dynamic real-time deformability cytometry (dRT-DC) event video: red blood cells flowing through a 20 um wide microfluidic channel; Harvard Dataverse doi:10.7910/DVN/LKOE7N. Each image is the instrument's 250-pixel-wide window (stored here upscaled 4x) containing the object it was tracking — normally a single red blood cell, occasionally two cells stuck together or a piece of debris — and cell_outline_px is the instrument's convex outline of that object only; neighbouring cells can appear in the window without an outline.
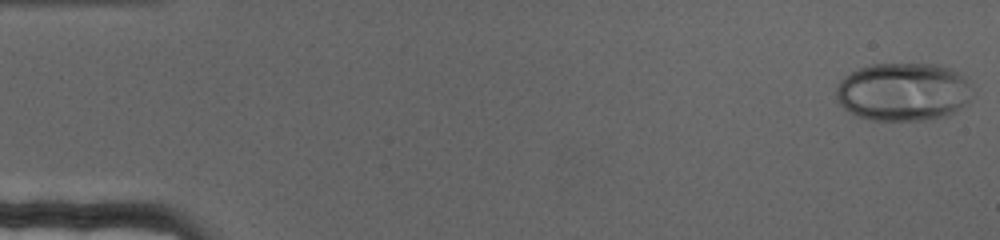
{"species": "human", "species_latin": "Homo sapiens", "temperature_condition": "cold", "stored_images_in_passage": 41, "camera_frame_rate_fps": 3000, "um_per_image_px": 0.085, "donor": {"sex": "female"}, "frame": {"image": 1, "passage_image": 1, "time_ms": 0.0, "image_size_px": [1000, 240], "cell_outline_px": [[968, 100], [964, 104], [948, 116], [928, 120], [872, 120], [856, 116], [844, 108], [836, 100], [836, 88], [840, 80], [844, 76], [860, 68], [872, 64], [940, 64], [964, 76]], "centroid_in_image_um": [76.69, 7.81], "position_along_channel_um": 8.3, "area_um2": 45.78}}
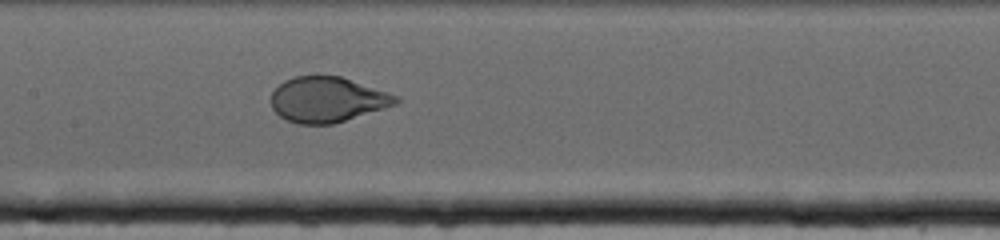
{"frame": {"image": 2, "passage_image": 34, "time_ms": 11.0, "image_size_px": [1000, 240], "cell_outline_px": [[400, 100], [396, 104], [384, 108], [332, 124], [296, 124], [280, 116], [272, 108], [272, 92], [284, 80], [296, 76], [340, 76], [388, 92], [396, 96]], "centroid_in_image_um": [27.81, 8.46], "position_along_channel_um": 179.6, "area_um2": 32.54}}
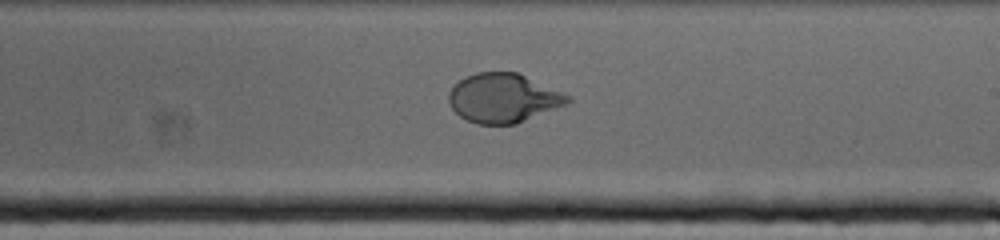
{"frame": {"image": 3, "passage_image": 41, "time_ms": 13.333, "image_size_px": [1000, 240], "cell_outline_px": [[572, 100], [568, 104], [516, 124], [476, 124], [460, 116], [452, 108], [448, 100], [448, 92], [464, 76], [476, 72], [516, 72], [572, 96]], "centroid_in_image_um": [42.79, 8.34], "position_along_channel_um": 246.2, "area_um2": 34.04}}